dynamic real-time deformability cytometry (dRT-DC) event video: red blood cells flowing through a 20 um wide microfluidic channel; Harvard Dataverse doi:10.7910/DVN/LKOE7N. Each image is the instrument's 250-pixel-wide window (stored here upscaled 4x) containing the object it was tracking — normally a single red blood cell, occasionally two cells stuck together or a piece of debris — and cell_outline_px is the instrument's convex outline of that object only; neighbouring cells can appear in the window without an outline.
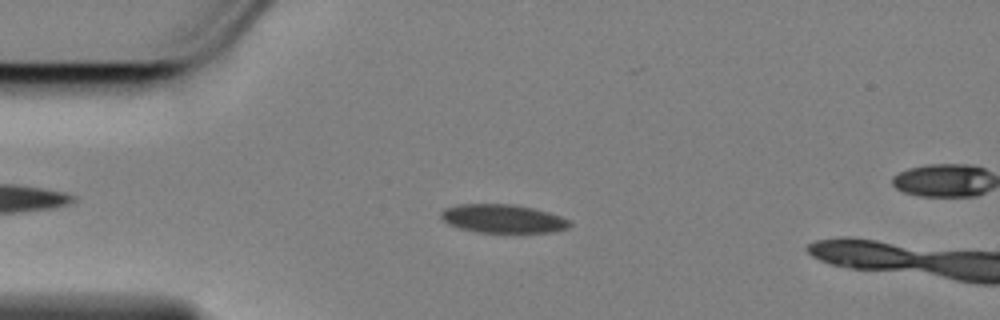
{"species": "Egyptian fruit bat (a non-hibernating species)", "species_latin": "Rousettus aegyptiacus", "temperature_condition": "cold", "stored_images_in_passage": 7, "camera_frame_rate_fps": 3000, "um_per_image_px": 0.085, "animal": {"sex": "female"}, "frame": {"image": 1, "passage_image": 3, "time_ms": 0.667, "image_size_px": [1000, 320], "cell_outline_px": [[572, 224], [568, 228], [552, 232], [480, 232], [460, 228], [448, 224], [440, 216], [440, 212], [444, 208], [460, 204], [516, 204], [536, 208], [572, 220]], "centroid_in_image_um": [42.78, 18.57], "position_along_channel_um": 42.2, "area_um2": 21.5}}